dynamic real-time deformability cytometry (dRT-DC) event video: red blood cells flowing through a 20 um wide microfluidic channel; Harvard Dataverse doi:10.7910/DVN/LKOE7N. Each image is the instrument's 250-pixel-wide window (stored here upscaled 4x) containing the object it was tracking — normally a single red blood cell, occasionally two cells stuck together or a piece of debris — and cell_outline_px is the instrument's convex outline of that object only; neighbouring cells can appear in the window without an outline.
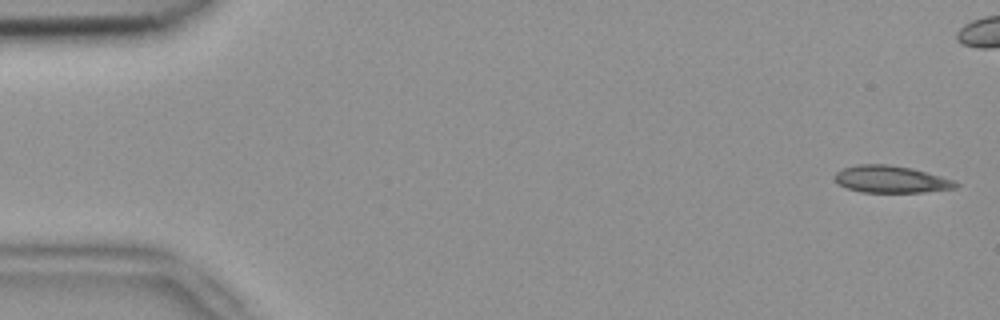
{"species": "common noctule bat (a hibernating species)", "species_latin": "Nyctalus noctula", "temperature_condition": "room temperature", "stored_images_in_passage": 8, "camera_frame_rate_fps": 3000, "um_per_image_px": 0.085, "animal": {"sex": "female", "body_mass_g": 18.4}, "frame": {"image": 1, "passage_image": 1, "time_ms": 0.0, "image_size_px": [1000, 320], "cell_outline_px": [[960, 184], [956, 188], [924, 192], [860, 192], [848, 188], [840, 184], [832, 176], [836, 172], [844, 168], [860, 164], [888, 164], [912, 168], [940, 176], [952, 180]], "centroid_in_image_um": [75.73, 15.24], "position_along_channel_um": 9.3, "area_um2": 18.96}}